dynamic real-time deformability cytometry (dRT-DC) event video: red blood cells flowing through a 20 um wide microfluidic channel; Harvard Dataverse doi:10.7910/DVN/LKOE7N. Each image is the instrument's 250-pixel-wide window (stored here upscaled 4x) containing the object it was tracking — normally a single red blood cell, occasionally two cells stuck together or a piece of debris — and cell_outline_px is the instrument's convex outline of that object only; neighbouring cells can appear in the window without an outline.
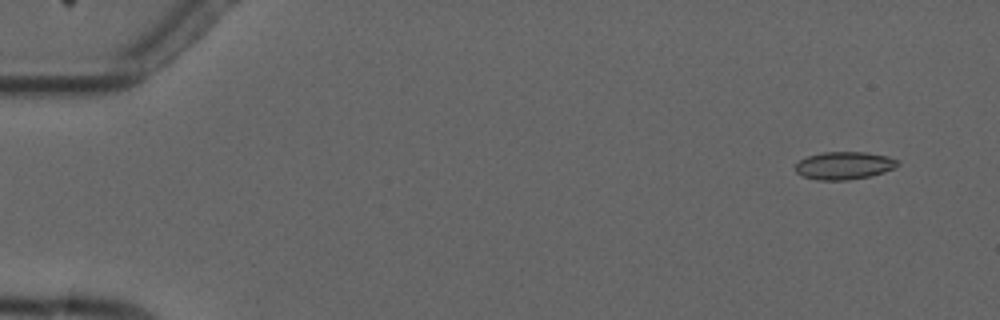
{"species": "common noctule bat (a hibernating species)", "species_latin": "Nyctalus noctula", "temperature_condition": "cold", "stored_images_in_passage": 9, "camera_frame_rate_fps": 3000, "um_per_image_px": 0.085, "animal": {"sex": "male", "forearm_length_mm": 52.5}, "frame": {"image": 1, "passage_image": 1, "time_ms": 0.0, "image_size_px": [1000, 320], "cell_outline_px": [[900, 164], [884, 172], [868, 176], [848, 180], [816, 180], [804, 176], [796, 172], [796, 164], [800, 160], [808, 156], [820, 152], [864, 152], [888, 156], [896, 160]], "centroid_in_image_um": [71.73, 14.06], "position_along_channel_um": 13.3, "area_um2": 16.36}}
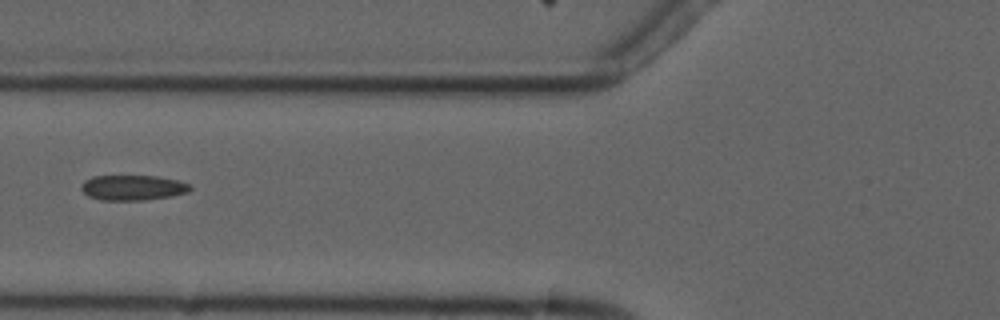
{"frame": {"image": 2, "passage_image": 6, "time_ms": 6.0, "image_size_px": [1000, 320], "cell_outline_px": [[192, 188], [188, 192], [172, 196], [144, 200], [100, 200], [88, 196], [80, 188], [80, 184], [84, 180], [92, 176], [156, 176], [176, 180], [188, 184]], "centroid_in_image_um": [11.24, 15.95], "position_along_channel_um": 114.6, "area_um2": 16.01}}
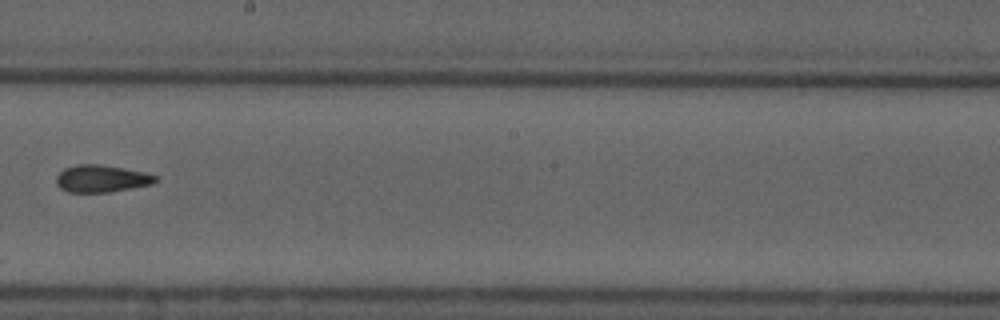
{"frame": {"image": 3, "passage_image": 9, "time_ms": 9.333, "image_size_px": [1000, 320], "cell_outline_px": [[160, 180], [152, 184], [108, 192], [68, 192], [60, 188], [56, 184], [56, 176], [64, 168], [76, 164], [100, 164], [124, 168], [144, 172], [156, 176]], "centroid_in_image_um": [8.61, 15.17], "position_along_channel_um": 239.6, "area_um2": 15.78}}